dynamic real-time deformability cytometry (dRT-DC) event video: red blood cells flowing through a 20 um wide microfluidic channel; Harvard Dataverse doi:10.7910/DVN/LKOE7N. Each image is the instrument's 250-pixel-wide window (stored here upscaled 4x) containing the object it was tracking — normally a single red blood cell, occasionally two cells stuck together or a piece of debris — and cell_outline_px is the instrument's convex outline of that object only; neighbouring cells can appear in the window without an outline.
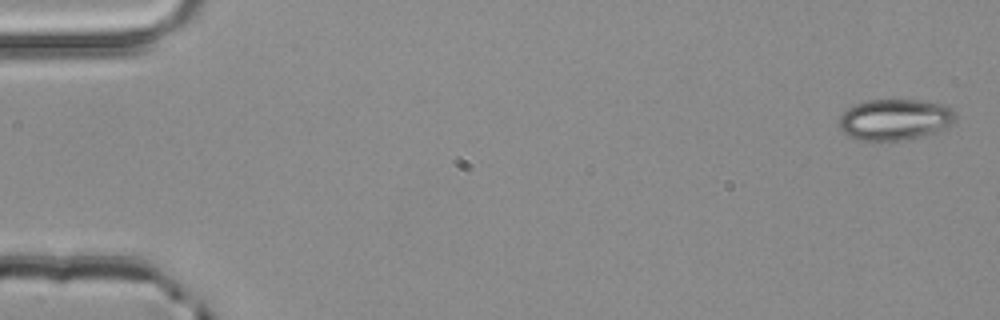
{"species": "common noctule bat (a hibernating species)", "species_latin": "Nyctalus noctula", "temperature_condition": "room temperature", "stored_images_in_passage": 4, "camera_frame_rate_fps": 3000, "um_per_image_px": 0.085, "animal": {"sex": "male", "body_mass_g": 20.4}, "frame": {"image": 1, "passage_image": 1, "time_ms": 0.0, "image_size_px": [1000, 320], "cell_outline_px": [[956, 120], [932, 132], [920, 136], [900, 140], [856, 140], [848, 136], [840, 128], [840, 116], [848, 108], [856, 104], [868, 100], [920, 100], [940, 104], [952, 108], [956, 112]], "centroid_in_image_um": [76.03, 10.15], "position_along_channel_um": 9.0, "area_um2": 27.4}}